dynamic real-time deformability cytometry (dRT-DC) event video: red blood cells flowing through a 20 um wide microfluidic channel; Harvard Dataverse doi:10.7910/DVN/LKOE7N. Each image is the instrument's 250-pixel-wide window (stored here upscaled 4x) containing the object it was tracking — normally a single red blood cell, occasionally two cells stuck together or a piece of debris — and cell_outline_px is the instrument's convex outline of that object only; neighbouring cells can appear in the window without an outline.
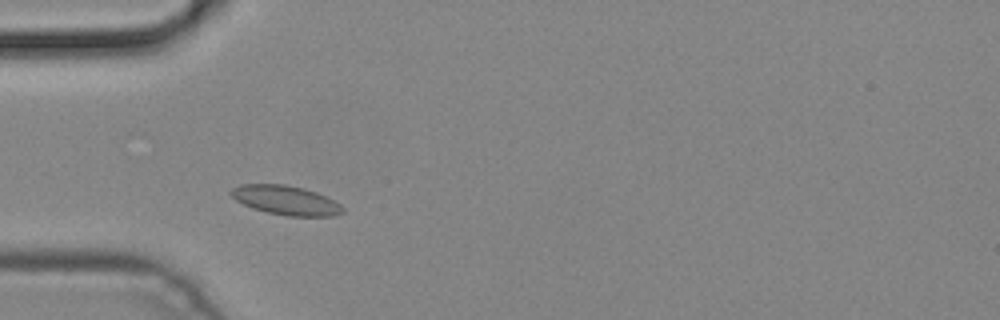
{"species": "common noctule bat (a hibernating species)", "species_latin": "Nyctalus noctula", "temperature_condition": "cold", "stored_images_in_passage": 4, "camera_frame_rate_fps": 3000, "um_per_image_px": 0.085, "animal": {"sex": "male", "body_mass_g": 19.2, "forearm_length_mm": 51.8}, "frame": {"image": 1, "passage_image": 3, "time_ms": 0.667, "image_size_px": [1000, 320], "cell_outline_px": [[344, 212], [332, 216], [288, 216], [268, 212], [252, 208], [236, 200], [228, 192], [232, 188], [240, 184], [284, 184], [304, 188], [316, 192], [340, 204], [344, 208]], "centroid_in_image_um": [24.28, 17.01], "position_along_channel_um": 60.7, "area_um2": 18.96}}
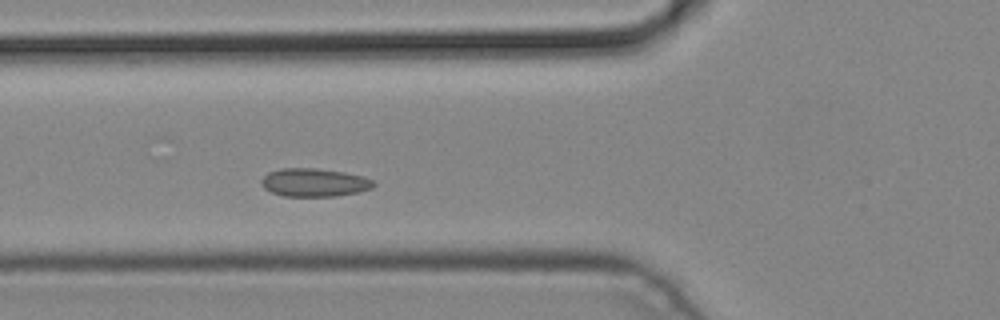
{"frame": {"image": 2, "passage_image": 4, "time_ms": 1.0, "image_size_px": [1000, 320], "cell_outline_px": [[376, 184], [372, 188], [356, 192], [336, 196], [284, 196], [272, 192], [264, 188], [260, 184], [260, 180], [268, 172], [280, 168], [316, 168], [344, 172], [364, 176], [372, 180]], "centroid_in_image_um": [26.69, 15.5], "position_along_channel_um": 99.1, "area_um2": 18.5}}